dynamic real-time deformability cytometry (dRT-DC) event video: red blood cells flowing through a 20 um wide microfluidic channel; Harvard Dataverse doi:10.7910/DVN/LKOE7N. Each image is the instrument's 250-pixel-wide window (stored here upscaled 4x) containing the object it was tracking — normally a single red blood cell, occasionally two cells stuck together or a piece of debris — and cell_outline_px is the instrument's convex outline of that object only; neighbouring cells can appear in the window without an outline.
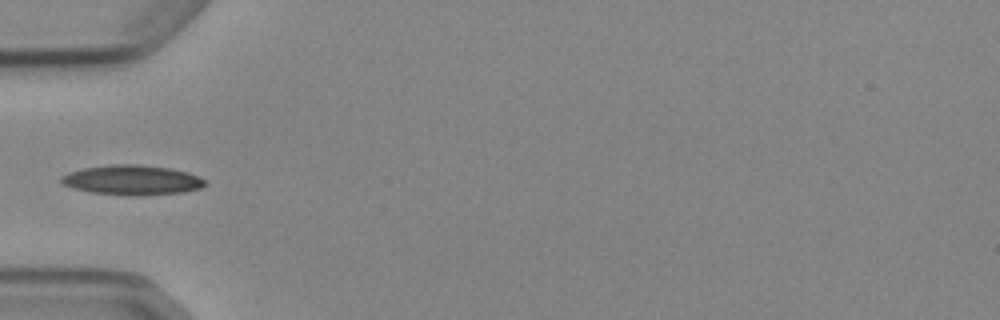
{"species": "Egyptian fruit bat (a non-hibernating species)", "species_latin": "Rousettus aegyptiacus", "temperature_condition": "cold", "stored_images_in_passage": 5, "camera_frame_rate_fps": 3000, "um_per_image_px": 0.085, "animal": {"sex": "female"}, "frame": {"image": 1, "passage_image": 5, "time_ms": 5.667, "image_size_px": [1000, 320], "cell_outline_px": [[208, 184], [200, 188], [184, 192], [136, 196], [92, 192], [72, 188], [64, 184], [60, 180], [60, 176], [68, 172], [84, 168], [108, 164], [140, 164], [172, 168], [188, 172], [200, 176]], "centroid_in_image_um": [11.25, 15.29], "position_along_channel_um": 73.7, "area_um2": 25.2}}